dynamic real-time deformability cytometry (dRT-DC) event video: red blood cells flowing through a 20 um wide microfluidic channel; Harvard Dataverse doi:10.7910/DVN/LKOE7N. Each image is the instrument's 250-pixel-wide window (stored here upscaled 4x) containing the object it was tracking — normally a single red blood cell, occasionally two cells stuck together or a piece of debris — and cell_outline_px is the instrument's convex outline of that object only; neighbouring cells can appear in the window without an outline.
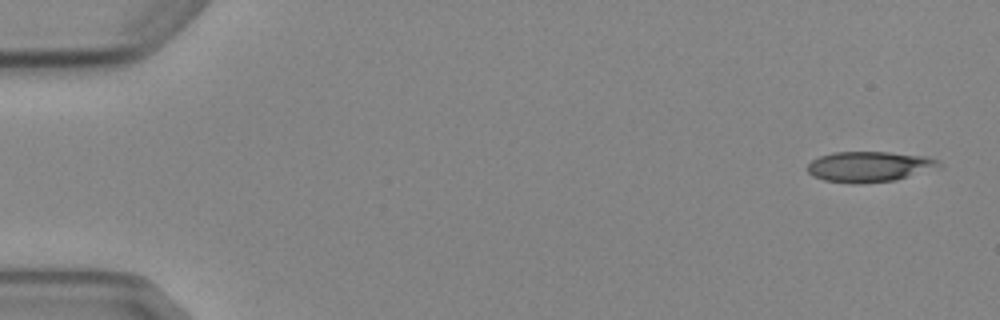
{"species": "Egyptian fruit bat (a non-hibernating species)", "species_latin": "Rousettus aegyptiacus", "temperature_condition": "cold", "stored_images_in_passage": 5, "camera_frame_rate_fps": 3000, "um_per_image_px": 0.085, "animal": {"sex": "female"}, "frame": {"image": 1, "passage_image": 1, "time_ms": 0.0, "image_size_px": [1000, 320], "cell_outline_px": [[944, 168], [896, 180], [852, 184], [824, 180], [812, 176], [808, 172], [808, 164], [812, 160], [820, 156], [832, 152], [888, 152], [924, 156], [940, 160]], "centroid_in_image_um": [73.97, 14.17], "position_along_channel_um": 11.0, "area_um2": 23.76}}
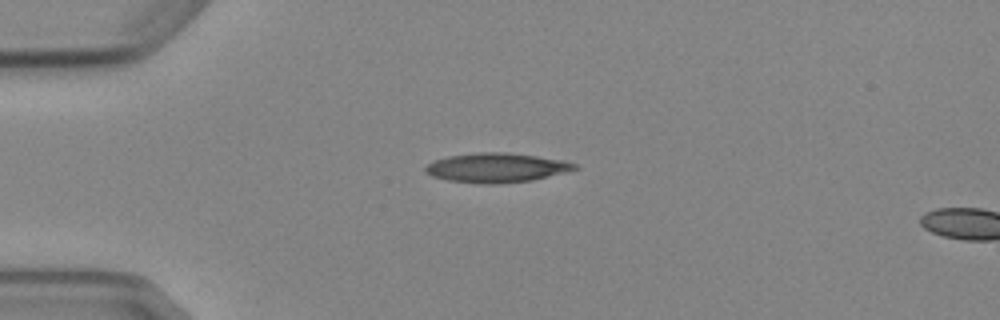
{"frame": {"image": 2, "passage_image": 4, "time_ms": 3.667, "image_size_px": [1000, 320], "cell_outline_px": [[580, 168], [532, 180], [500, 184], [480, 184], [448, 180], [432, 176], [424, 172], [424, 168], [432, 160], [448, 156], [480, 152], [504, 152], [536, 156], [564, 160], [576, 164]], "centroid_in_image_um": [42.17, 14.26], "position_along_channel_um": 42.8, "area_um2": 25.61}}